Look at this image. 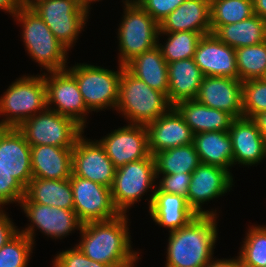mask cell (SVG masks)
<instances>
[{"instance_id":"cell-1","label":"cell","mask_w":266,"mask_h":267,"mask_svg":"<svg viewBox=\"0 0 266 267\" xmlns=\"http://www.w3.org/2000/svg\"><path fill=\"white\" fill-rule=\"evenodd\" d=\"M128 215L84 223L81 226V240L76 246L91 260L112 267H134L139 252L131 247Z\"/></svg>"},{"instance_id":"cell-2","label":"cell","mask_w":266,"mask_h":267,"mask_svg":"<svg viewBox=\"0 0 266 267\" xmlns=\"http://www.w3.org/2000/svg\"><path fill=\"white\" fill-rule=\"evenodd\" d=\"M216 219V215H198L188 225L171 231L165 267H204L211 262L218 237Z\"/></svg>"},{"instance_id":"cell-3","label":"cell","mask_w":266,"mask_h":267,"mask_svg":"<svg viewBox=\"0 0 266 267\" xmlns=\"http://www.w3.org/2000/svg\"><path fill=\"white\" fill-rule=\"evenodd\" d=\"M171 107L164 93L152 89L123 66L115 110L130 121L128 124L147 125Z\"/></svg>"},{"instance_id":"cell-4","label":"cell","mask_w":266,"mask_h":267,"mask_svg":"<svg viewBox=\"0 0 266 267\" xmlns=\"http://www.w3.org/2000/svg\"><path fill=\"white\" fill-rule=\"evenodd\" d=\"M23 27L27 53L47 72L66 69L67 50L34 10L20 9L14 16Z\"/></svg>"},{"instance_id":"cell-5","label":"cell","mask_w":266,"mask_h":267,"mask_svg":"<svg viewBox=\"0 0 266 267\" xmlns=\"http://www.w3.org/2000/svg\"><path fill=\"white\" fill-rule=\"evenodd\" d=\"M47 108L44 73L22 76L0 97V127L17 128L23 121Z\"/></svg>"},{"instance_id":"cell-6","label":"cell","mask_w":266,"mask_h":267,"mask_svg":"<svg viewBox=\"0 0 266 267\" xmlns=\"http://www.w3.org/2000/svg\"><path fill=\"white\" fill-rule=\"evenodd\" d=\"M122 2L125 9L117 38L120 52L118 63L124 66L135 56L157 46L160 27L136 1Z\"/></svg>"},{"instance_id":"cell-7","label":"cell","mask_w":266,"mask_h":267,"mask_svg":"<svg viewBox=\"0 0 266 267\" xmlns=\"http://www.w3.org/2000/svg\"><path fill=\"white\" fill-rule=\"evenodd\" d=\"M17 129L30 146L74 148L84 129L74 119L46 108L23 121Z\"/></svg>"},{"instance_id":"cell-8","label":"cell","mask_w":266,"mask_h":267,"mask_svg":"<svg viewBox=\"0 0 266 267\" xmlns=\"http://www.w3.org/2000/svg\"><path fill=\"white\" fill-rule=\"evenodd\" d=\"M118 67V71L86 63H77L73 67H67L74 75L86 107L90 112L102 111L105 108L115 109L123 65L119 64Z\"/></svg>"},{"instance_id":"cell-9","label":"cell","mask_w":266,"mask_h":267,"mask_svg":"<svg viewBox=\"0 0 266 267\" xmlns=\"http://www.w3.org/2000/svg\"><path fill=\"white\" fill-rule=\"evenodd\" d=\"M156 179L155 161L152 155L116 168L110 190L114 206L119 213L126 214L127 210L149 191V188L154 192Z\"/></svg>"},{"instance_id":"cell-10","label":"cell","mask_w":266,"mask_h":267,"mask_svg":"<svg viewBox=\"0 0 266 267\" xmlns=\"http://www.w3.org/2000/svg\"><path fill=\"white\" fill-rule=\"evenodd\" d=\"M33 10L67 50L76 43L90 14L77 0H48Z\"/></svg>"},{"instance_id":"cell-11","label":"cell","mask_w":266,"mask_h":267,"mask_svg":"<svg viewBox=\"0 0 266 267\" xmlns=\"http://www.w3.org/2000/svg\"><path fill=\"white\" fill-rule=\"evenodd\" d=\"M48 73L44 72L47 108L74 119L86 128L85 117L90 111L86 107L74 75L67 68Z\"/></svg>"},{"instance_id":"cell-12","label":"cell","mask_w":266,"mask_h":267,"mask_svg":"<svg viewBox=\"0 0 266 267\" xmlns=\"http://www.w3.org/2000/svg\"><path fill=\"white\" fill-rule=\"evenodd\" d=\"M69 179L73 190V210L82 224L110 220L120 215L110 188L73 174Z\"/></svg>"},{"instance_id":"cell-13","label":"cell","mask_w":266,"mask_h":267,"mask_svg":"<svg viewBox=\"0 0 266 267\" xmlns=\"http://www.w3.org/2000/svg\"><path fill=\"white\" fill-rule=\"evenodd\" d=\"M26 217L31 221L28 228L21 230L35 244V230L54 239H61L72 233L75 229L80 230L82 223L78 220L74 210L47 206L35 202H21ZM37 227V229H35Z\"/></svg>"},{"instance_id":"cell-14","label":"cell","mask_w":266,"mask_h":267,"mask_svg":"<svg viewBox=\"0 0 266 267\" xmlns=\"http://www.w3.org/2000/svg\"><path fill=\"white\" fill-rule=\"evenodd\" d=\"M232 185L234 184L231 172L218 166L201 163L192 172L187 202L198 215L217 216V210L205 211L202 209V205L207 201L224 196L231 190Z\"/></svg>"},{"instance_id":"cell-15","label":"cell","mask_w":266,"mask_h":267,"mask_svg":"<svg viewBox=\"0 0 266 267\" xmlns=\"http://www.w3.org/2000/svg\"><path fill=\"white\" fill-rule=\"evenodd\" d=\"M98 141L116 168L151 155L146 125L128 124Z\"/></svg>"},{"instance_id":"cell-16","label":"cell","mask_w":266,"mask_h":267,"mask_svg":"<svg viewBox=\"0 0 266 267\" xmlns=\"http://www.w3.org/2000/svg\"><path fill=\"white\" fill-rule=\"evenodd\" d=\"M83 136L77 139L72 150V174L111 188L116 167L98 140Z\"/></svg>"},{"instance_id":"cell-17","label":"cell","mask_w":266,"mask_h":267,"mask_svg":"<svg viewBox=\"0 0 266 267\" xmlns=\"http://www.w3.org/2000/svg\"><path fill=\"white\" fill-rule=\"evenodd\" d=\"M0 166L25 189L33 178L31 146L14 127H0Z\"/></svg>"},{"instance_id":"cell-18","label":"cell","mask_w":266,"mask_h":267,"mask_svg":"<svg viewBox=\"0 0 266 267\" xmlns=\"http://www.w3.org/2000/svg\"><path fill=\"white\" fill-rule=\"evenodd\" d=\"M194 61L204 76L238 79L235 49L220 41L214 33L201 37L196 47Z\"/></svg>"},{"instance_id":"cell-19","label":"cell","mask_w":266,"mask_h":267,"mask_svg":"<svg viewBox=\"0 0 266 267\" xmlns=\"http://www.w3.org/2000/svg\"><path fill=\"white\" fill-rule=\"evenodd\" d=\"M242 81L230 77L204 76L196 100L210 108L243 117Z\"/></svg>"},{"instance_id":"cell-20","label":"cell","mask_w":266,"mask_h":267,"mask_svg":"<svg viewBox=\"0 0 266 267\" xmlns=\"http://www.w3.org/2000/svg\"><path fill=\"white\" fill-rule=\"evenodd\" d=\"M146 127L152 156L160 151L193 143L194 133L174 106Z\"/></svg>"},{"instance_id":"cell-21","label":"cell","mask_w":266,"mask_h":267,"mask_svg":"<svg viewBox=\"0 0 266 267\" xmlns=\"http://www.w3.org/2000/svg\"><path fill=\"white\" fill-rule=\"evenodd\" d=\"M228 133L233 146V166L256 165L266 157V139L251 118H235Z\"/></svg>"},{"instance_id":"cell-22","label":"cell","mask_w":266,"mask_h":267,"mask_svg":"<svg viewBox=\"0 0 266 267\" xmlns=\"http://www.w3.org/2000/svg\"><path fill=\"white\" fill-rule=\"evenodd\" d=\"M148 205L152 220L169 232L188 225L198 216L185 197L162 192L157 187L150 195Z\"/></svg>"},{"instance_id":"cell-23","label":"cell","mask_w":266,"mask_h":267,"mask_svg":"<svg viewBox=\"0 0 266 267\" xmlns=\"http://www.w3.org/2000/svg\"><path fill=\"white\" fill-rule=\"evenodd\" d=\"M159 33H211L210 0H185L159 24Z\"/></svg>"},{"instance_id":"cell-24","label":"cell","mask_w":266,"mask_h":267,"mask_svg":"<svg viewBox=\"0 0 266 267\" xmlns=\"http://www.w3.org/2000/svg\"><path fill=\"white\" fill-rule=\"evenodd\" d=\"M72 150L57 146H31L33 178L64 180L72 175Z\"/></svg>"},{"instance_id":"cell-25","label":"cell","mask_w":266,"mask_h":267,"mask_svg":"<svg viewBox=\"0 0 266 267\" xmlns=\"http://www.w3.org/2000/svg\"><path fill=\"white\" fill-rule=\"evenodd\" d=\"M204 75L194 58L168 63V94L172 106L184 100L196 99Z\"/></svg>"},{"instance_id":"cell-26","label":"cell","mask_w":266,"mask_h":267,"mask_svg":"<svg viewBox=\"0 0 266 267\" xmlns=\"http://www.w3.org/2000/svg\"><path fill=\"white\" fill-rule=\"evenodd\" d=\"M195 134L201 132H228L235 119L226 111L210 108L196 99L184 100L174 106Z\"/></svg>"},{"instance_id":"cell-27","label":"cell","mask_w":266,"mask_h":267,"mask_svg":"<svg viewBox=\"0 0 266 267\" xmlns=\"http://www.w3.org/2000/svg\"><path fill=\"white\" fill-rule=\"evenodd\" d=\"M21 202H35L47 206L73 210L74 200L70 179L32 178L25 189V196Z\"/></svg>"},{"instance_id":"cell-28","label":"cell","mask_w":266,"mask_h":267,"mask_svg":"<svg viewBox=\"0 0 266 267\" xmlns=\"http://www.w3.org/2000/svg\"><path fill=\"white\" fill-rule=\"evenodd\" d=\"M124 67L152 89L168 94V63L160 48H154L132 58Z\"/></svg>"},{"instance_id":"cell-29","label":"cell","mask_w":266,"mask_h":267,"mask_svg":"<svg viewBox=\"0 0 266 267\" xmlns=\"http://www.w3.org/2000/svg\"><path fill=\"white\" fill-rule=\"evenodd\" d=\"M211 33L234 49L257 45L266 41V20L254 14L237 23L211 25Z\"/></svg>"},{"instance_id":"cell-30","label":"cell","mask_w":266,"mask_h":267,"mask_svg":"<svg viewBox=\"0 0 266 267\" xmlns=\"http://www.w3.org/2000/svg\"><path fill=\"white\" fill-rule=\"evenodd\" d=\"M193 144L201 163L218 166L230 172L233 146L228 132L212 131L194 135Z\"/></svg>"},{"instance_id":"cell-31","label":"cell","mask_w":266,"mask_h":267,"mask_svg":"<svg viewBox=\"0 0 266 267\" xmlns=\"http://www.w3.org/2000/svg\"><path fill=\"white\" fill-rule=\"evenodd\" d=\"M153 157L157 179L160 174L192 173L201 164L193 143L160 151Z\"/></svg>"},{"instance_id":"cell-32","label":"cell","mask_w":266,"mask_h":267,"mask_svg":"<svg viewBox=\"0 0 266 267\" xmlns=\"http://www.w3.org/2000/svg\"><path fill=\"white\" fill-rule=\"evenodd\" d=\"M238 79L242 82L266 76V41L236 48Z\"/></svg>"},{"instance_id":"cell-33","label":"cell","mask_w":266,"mask_h":267,"mask_svg":"<svg viewBox=\"0 0 266 267\" xmlns=\"http://www.w3.org/2000/svg\"><path fill=\"white\" fill-rule=\"evenodd\" d=\"M163 34L168 36L166 43L164 45L159 43L158 36L157 46L160 48L162 56L167 63L194 58L197 44L203 36L201 33L192 31L159 33L160 37L161 35L164 36Z\"/></svg>"},{"instance_id":"cell-34","label":"cell","mask_w":266,"mask_h":267,"mask_svg":"<svg viewBox=\"0 0 266 267\" xmlns=\"http://www.w3.org/2000/svg\"><path fill=\"white\" fill-rule=\"evenodd\" d=\"M211 25L233 24L254 15L253 0H210Z\"/></svg>"},{"instance_id":"cell-35","label":"cell","mask_w":266,"mask_h":267,"mask_svg":"<svg viewBox=\"0 0 266 267\" xmlns=\"http://www.w3.org/2000/svg\"><path fill=\"white\" fill-rule=\"evenodd\" d=\"M239 257L244 267H266V226H251Z\"/></svg>"},{"instance_id":"cell-36","label":"cell","mask_w":266,"mask_h":267,"mask_svg":"<svg viewBox=\"0 0 266 267\" xmlns=\"http://www.w3.org/2000/svg\"><path fill=\"white\" fill-rule=\"evenodd\" d=\"M34 243L19 232L0 248V267H27Z\"/></svg>"},{"instance_id":"cell-37","label":"cell","mask_w":266,"mask_h":267,"mask_svg":"<svg viewBox=\"0 0 266 267\" xmlns=\"http://www.w3.org/2000/svg\"><path fill=\"white\" fill-rule=\"evenodd\" d=\"M243 117L253 118L266 111V79H251L242 83Z\"/></svg>"},{"instance_id":"cell-38","label":"cell","mask_w":266,"mask_h":267,"mask_svg":"<svg viewBox=\"0 0 266 267\" xmlns=\"http://www.w3.org/2000/svg\"><path fill=\"white\" fill-rule=\"evenodd\" d=\"M24 196L25 188L0 166V209L10 203L20 205Z\"/></svg>"},{"instance_id":"cell-39","label":"cell","mask_w":266,"mask_h":267,"mask_svg":"<svg viewBox=\"0 0 266 267\" xmlns=\"http://www.w3.org/2000/svg\"><path fill=\"white\" fill-rule=\"evenodd\" d=\"M56 255L53 267H112L89 259L77 246Z\"/></svg>"},{"instance_id":"cell-40","label":"cell","mask_w":266,"mask_h":267,"mask_svg":"<svg viewBox=\"0 0 266 267\" xmlns=\"http://www.w3.org/2000/svg\"><path fill=\"white\" fill-rule=\"evenodd\" d=\"M191 176L192 173L162 174V178L156 187L162 192L177 194L187 198Z\"/></svg>"},{"instance_id":"cell-41","label":"cell","mask_w":266,"mask_h":267,"mask_svg":"<svg viewBox=\"0 0 266 267\" xmlns=\"http://www.w3.org/2000/svg\"><path fill=\"white\" fill-rule=\"evenodd\" d=\"M150 16L160 22L185 0H135Z\"/></svg>"},{"instance_id":"cell-42","label":"cell","mask_w":266,"mask_h":267,"mask_svg":"<svg viewBox=\"0 0 266 267\" xmlns=\"http://www.w3.org/2000/svg\"><path fill=\"white\" fill-rule=\"evenodd\" d=\"M2 209L3 208L0 209V248L20 232V229L14 225L12 220H10Z\"/></svg>"},{"instance_id":"cell-43","label":"cell","mask_w":266,"mask_h":267,"mask_svg":"<svg viewBox=\"0 0 266 267\" xmlns=\"http://www.w3.org/2000/svg\"><path fill=\"white\" fill-rule=\"evenodd\" d=\"M232 259H214L204 267H244L239 256Z\"/></svg>"},{"instance_id":"cell-44","label":"cell","mask_w":266,"mask_h":267,"mask_svg":"<svg viewBox=\"0 0 266 267\" xmlns=\"http://www.w3.org/2000/svg\"><path fill=\"white\" fill-rule=\"evenodd\" d=\"M21 9L19 0H0V10L9 13L12 17Z\"/></svg>"},{"instance_id":"cell-45","label":"cell","mask_w":266,"mask_h":267,"mask_svg":"<svg viewBox=\"0 0 266 267\" xmlns=\"http://www.w3.org/2000/svg\"><path fill=\"white\" fill-rule=\"evenodd\" d=\"M252 120L256 123L258 130L266 139V111L256 114Z\"/></svg>"},{"instance_id":"cell-46","label":"cell","mask_w":266,"mask_h":267,"mask_svg":"<svg viewBox=\"0 0 266 267\" xmlns=\"http://www.w3.org/2000/svg\"><path fill=\"white\" fill-rule=\"evenodd\" d=\"M254 14L266 20V0H253Z\"/></svg>"},{"instance_id":"cell-47","label":"cell","mask_w":266,"mask_h":267,"mask_svg":"<svg viewBox=\"0 0 266 267\" xmlns=\"http://www.w3.org/2000/svg\"><path fill=\"white\" fill-rule=\"evenodd\" d=\"M46 1L48 0H19V4L22 9L33 10L40 3Z\"/></svg>"},{"instance_id":"cell-48","label":"cell","mask_w":266,"mask_h":267,"mask_svg":"<svg viewBox=\"0 0 266 267\" xmlns=\"http://www.w3.org/2000/svg\"><path fill=\"white\" fill-rule=\"evenodd\" d=\"M96 1H100V0H77V2L84 8H86L87 10L91 9L90 5L91 2H96ZM90 4V5H89Z\"/></svg>"}]
</instances>
